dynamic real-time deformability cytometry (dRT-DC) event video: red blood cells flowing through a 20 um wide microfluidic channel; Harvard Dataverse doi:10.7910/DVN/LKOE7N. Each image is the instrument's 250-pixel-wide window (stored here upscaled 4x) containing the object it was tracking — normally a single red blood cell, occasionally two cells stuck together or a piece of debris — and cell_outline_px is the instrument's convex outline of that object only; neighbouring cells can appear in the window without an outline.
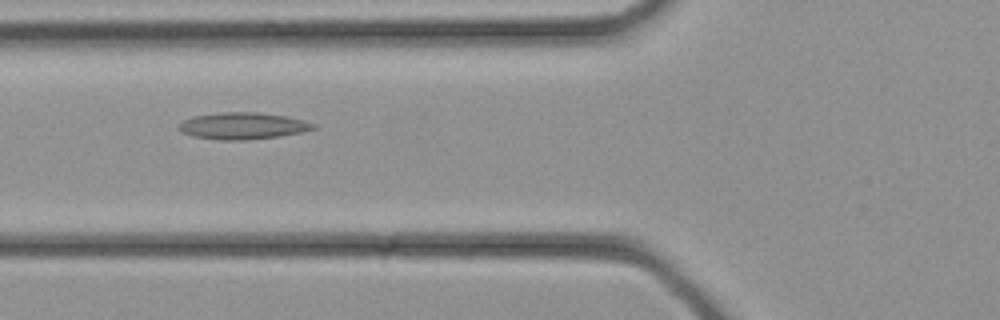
{"species": "common noctule bat (a hibernating species)", "species_latin": "Nyctalus noctula", "temperature_condition": "cold", "stored_images_in_passage": 26, "camera_frame_rate_fps": 3000, "um_per_image_px": 0.085, "animal": {"sex": "female", "body_mass_g": 21.9}, "frame": {"image": 1, "passage_image": 5, "time_ms": 1.333, "image_size_px": [1000, 320], "cell_outline_px": [[316, 128], [304, 132], [280, 136], [248, 140], [220, 140], [192, 136], [180, 132], [176, 128], [184, 120], [192, 116], [224, 112], [260, 112], [284, 116], [304, 120], [316, 124]], "centroid_in_image_um": [20.63, 10.7], "position_along_channel_um": 105.2, "area_um2": 21.15}}
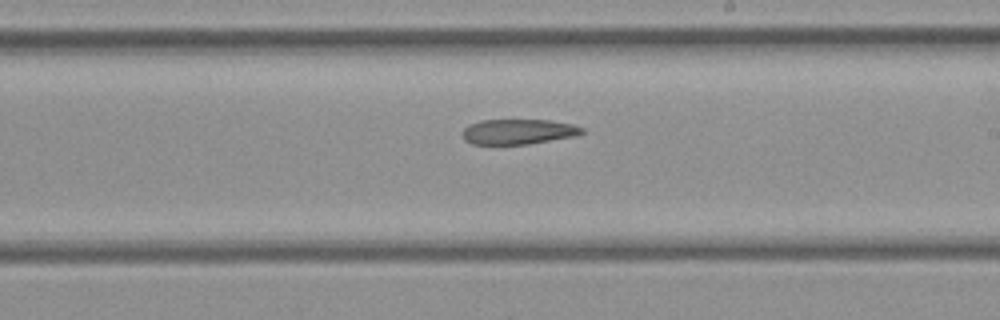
{"frame": {"image": 2, "passage_image": 12, "time_ms": 3.667, "image_size_px": [1000, 320], "cell_outline_px": [[584, 132], [576, 136], [528, 144], [472, 144], [464, 140], [464, 128], [468, 124], [480, 120], [548, 120], [572, 124], [584, 128]], "centroid_in_image_um": [44.06, 11.19], "position_along_channel_um": 244.9, "area_um2": 17.51}}
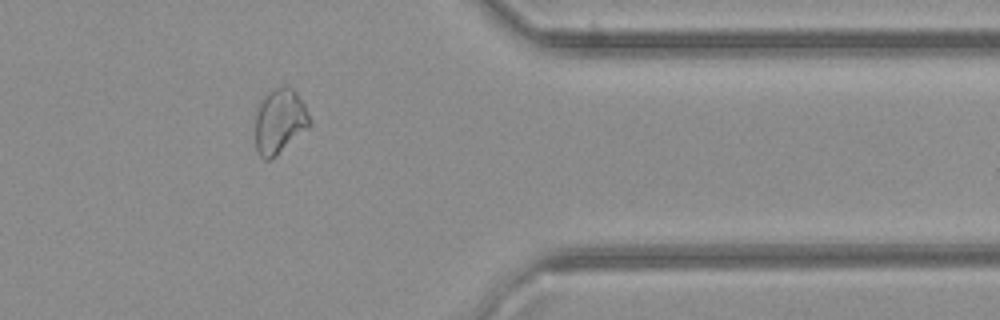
{"frame": {"image": 3, "passage_image": 20, "time_ms": 6.333, "image_size_px": [1000, 320], "cell_outline_px": [[312, 124], [308, 128], [276, 156], [268, 160], [264, 160], [256, 152], [256, 116], [260, 100], [272, 88], [292, 88], [296, 92], [304, 104], [312, 120]], "centroid_in_image_um": [23.78, 10.33], "position_along_channel_um": 387.6, "area_um2": 20.52}}